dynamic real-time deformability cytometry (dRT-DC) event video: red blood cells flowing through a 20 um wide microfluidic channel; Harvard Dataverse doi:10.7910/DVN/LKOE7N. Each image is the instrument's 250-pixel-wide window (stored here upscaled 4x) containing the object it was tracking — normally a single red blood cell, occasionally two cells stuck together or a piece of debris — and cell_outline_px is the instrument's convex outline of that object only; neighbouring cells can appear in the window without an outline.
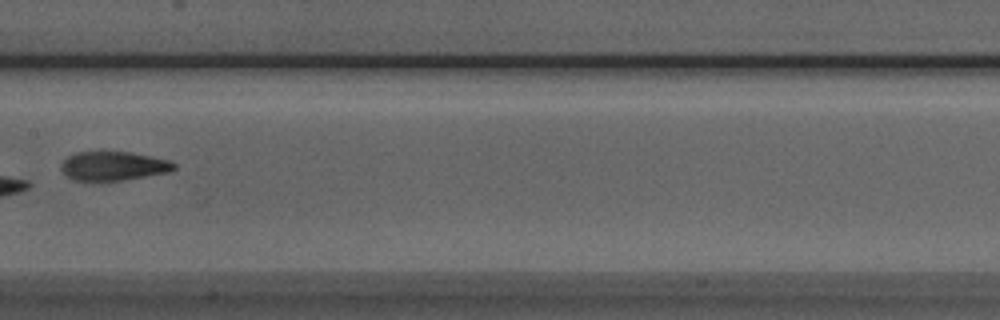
{"species": "Egyptian fruit bat (a non-hibernating species)", "species_latin": "Rousettus aegyptiacus", "temperature_condition": "room temperature", "stored_images_in_passage": 7, "camera_frame_rate_fps": 3000, "um_per_image_px": 0.085, "animal": {"sex": "male"}, "frame": {"image": 1, "passage_image": 7, "time_ms": 7.667, "image_size_px": [1000, 320], "cell_outline_px": [[176, 168], [168, 172], [124, 180], [100, 184], [76, 180], [68, 176], [60, 168], [60, 164], [68, 156], [76, 152], [132, 152], [152, 156], [168, 160], [176, 164]], "centroid_in_image_um": [9.61, 14.14], "position_along_channel_um": 197.8, "area_um2": 19.59}}